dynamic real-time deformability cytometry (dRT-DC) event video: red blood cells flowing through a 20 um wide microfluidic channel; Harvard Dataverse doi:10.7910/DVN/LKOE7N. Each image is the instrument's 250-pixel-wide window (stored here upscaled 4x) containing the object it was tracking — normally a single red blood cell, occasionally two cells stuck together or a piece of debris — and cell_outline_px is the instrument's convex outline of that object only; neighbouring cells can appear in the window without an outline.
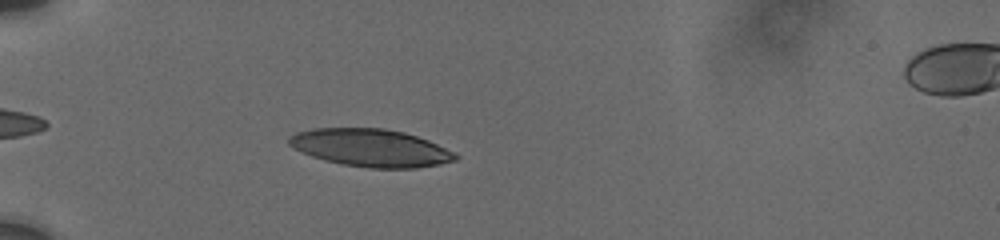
{"species": "human", "species_latin": "Homo sapiens", "temperature_condition": "cold", "stored_images_in_passage": 6, "camera_frame_rate_fps": 3000, "um_per_image_px": 0.085, "donor": {"sex": "male"}, "frame": {"image": 1, "passage_image": 2, "time_ms": 1.0, "image_size_px": [1000, 240], "cell_outline_px": [[460, 156], [456, 160], [440, 164], [416, 168], [372, 168], [344, 164], [324, 160], [300, 152], [288, 144], [288, 136], [296, 132], [312, 128], [384, 128], [404, 132], [428, 140], [456, 152]], "centroid_in_image_um": [31.51, 12.56], "position_along_channel_um": 53.5, "area_um2": 36.65}}
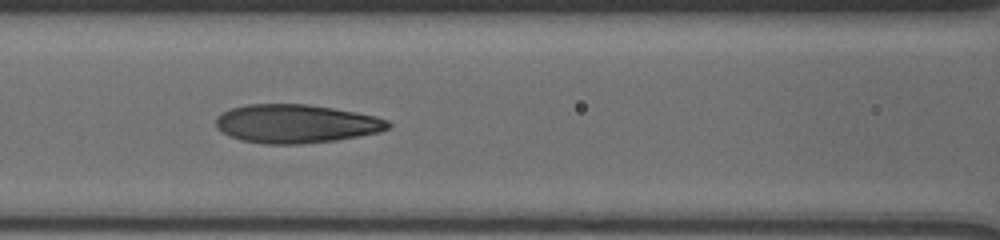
{"frame": {"image": 2, "passage_image": 5, "time_ms": 4.0, "image_size_px": [1000, 240], "cell_outline_px": [[392, 124], [388, 128], [380, 132], [360, 136], [336, 140], [300, 144], [264, 144], [240, 140], [216, 128], [216, 116], [220, 112], [244, 104], [308, 104], [356, 112], [376, 116], [388, 120]], "centroid_in_image_um": [25.16, 10.51], "position_along_channel_um": 141.4, "area_um2": 38.9}}
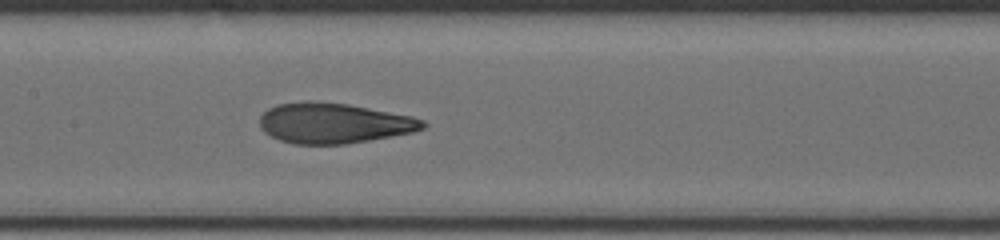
{"frame": {"image": 3, "passage_image": 6, "time_ms": 5.0, "image_size_px": [1000, 240], "cell_outline_px": [[428, 124], [424, 128], [412, 132], [392, 136], [344, 144], [292, 144], [280, 140], [264, 132], [260, 128], [260, 116], [268, 108], [276, 104], [308, 100], [348, 104], [412, 116], [424, 120]], "centroid_in_image_um": [28.35, 10.46], "position_along_channel_um": 179.0, "area_um2": 38.44}}